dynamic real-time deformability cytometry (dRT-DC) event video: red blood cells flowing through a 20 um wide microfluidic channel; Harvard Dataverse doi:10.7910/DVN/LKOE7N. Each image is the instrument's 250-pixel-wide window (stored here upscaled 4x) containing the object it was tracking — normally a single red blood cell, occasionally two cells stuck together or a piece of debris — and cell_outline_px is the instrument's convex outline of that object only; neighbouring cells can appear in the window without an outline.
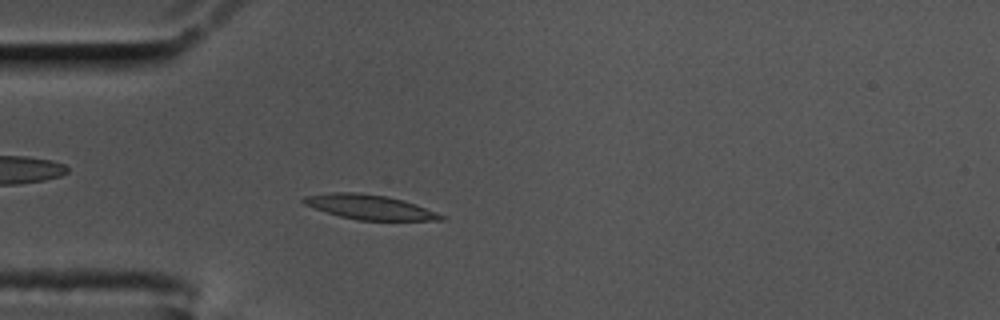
{"species": "common noctule bat (a hibernating species)", "species_latin": "Nyctalus noctula", "temperature_condition": "cold", "stored_images_in_passage": 16, "camera_frame_rate_fps": 3000, "um_per_image_px": 0.085, "animal": {"sex": "male", "body_mass_g": 17.5, "forearm_length_mm": 52.3}, "frame": {"image": 1, "passage_image": 13, "time_ms": 4.0, "image_size_px": [1000, 320], "cell_outline_px": [[448, 220], [356, 220], [340, 216], [304, 204], [300, 200], [304, 196], [332, 192], [356, 192], [384, 196], [404, 200], [416, 204], [448, 216]], "centroid_in_image_um": [31.47, 17.6], "position_along_channel_um": 53.5, "area_um2": 19.71}}